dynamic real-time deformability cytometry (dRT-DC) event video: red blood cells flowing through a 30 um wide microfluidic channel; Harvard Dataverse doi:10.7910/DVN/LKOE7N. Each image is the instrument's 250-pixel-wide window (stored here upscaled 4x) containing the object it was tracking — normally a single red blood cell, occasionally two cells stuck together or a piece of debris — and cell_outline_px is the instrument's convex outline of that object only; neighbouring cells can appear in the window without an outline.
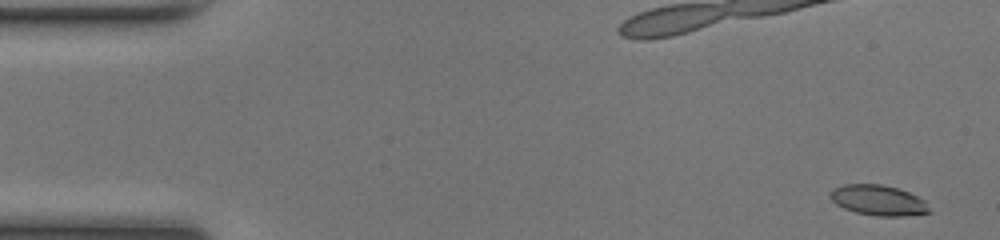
{"species": "common noctule bat (a hibernating species)", "species_latin": "Nyctalus noctula", "temperature_condition": "room temperature", "stored_images_in_passage": 31, "camera_frame_rate_fps": 3000, "um_per_image_px": 0.085, "animal": {"sex": "female", "body_mass_g": 17.0, "forearm_length_mm": 48.0}, "frame": {"image": 1, "passage_image": 1, "time_ms": 0.0, "image_size_px": [1000, 240], "cell_outline_px": [[932, 212], [904, 216], [876, 216], [856, 212], [844, 208], [836, 204], [832, 200], [832, 192], [836, 188], [844, 184], [880, 184], [896, 188], [908, 192], [924, 200]], "centroid_in_image_um": [74.69, 17.03], "position_along_channel_um": 10.3, "area_um2": 17.22}}